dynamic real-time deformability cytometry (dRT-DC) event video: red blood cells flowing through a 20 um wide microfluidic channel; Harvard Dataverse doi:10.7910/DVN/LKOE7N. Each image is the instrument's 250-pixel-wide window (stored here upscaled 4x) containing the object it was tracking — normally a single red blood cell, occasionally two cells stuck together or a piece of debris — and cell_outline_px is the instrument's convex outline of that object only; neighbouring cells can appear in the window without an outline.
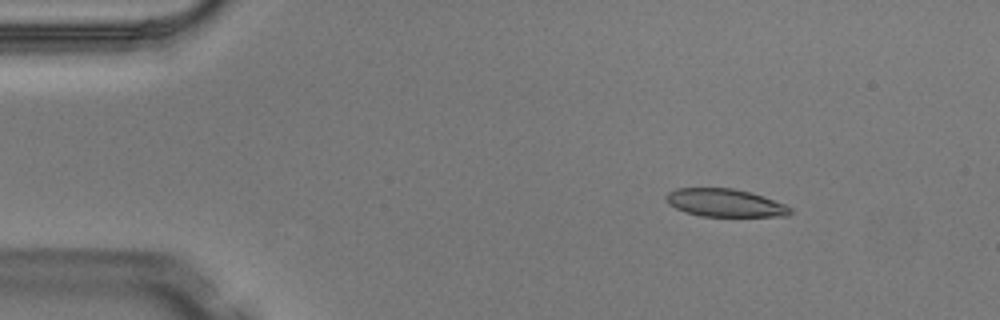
{"species": "Egyptian fruit bat (a non-hibernating species)", "species_latin": "Rousettus aegyptiacus", "temperature_condition": "warm", "stored_images_in_passage": 2, "camera_frame_rate_fps": 3000, "um_per_image_px": 0.085, "animal": {"sex": "male"}, "frame": {"image": 1, "passage_image": 1, "time_ms": 0.0, "image_size_px": [1000, 320], "cell_outline_px": [[792, 212], [788, 216], [700, 216], [684, 212], [668, 204], [664, 196], [668, 192], [676, 188], [732, 188], [752, 192], [764, 196], [784, 204], [792, 208]], "centroid_in_image_um": [61.61, 17.24], "position_along_channel_um": 23.4, "area_um2": 20.35}}